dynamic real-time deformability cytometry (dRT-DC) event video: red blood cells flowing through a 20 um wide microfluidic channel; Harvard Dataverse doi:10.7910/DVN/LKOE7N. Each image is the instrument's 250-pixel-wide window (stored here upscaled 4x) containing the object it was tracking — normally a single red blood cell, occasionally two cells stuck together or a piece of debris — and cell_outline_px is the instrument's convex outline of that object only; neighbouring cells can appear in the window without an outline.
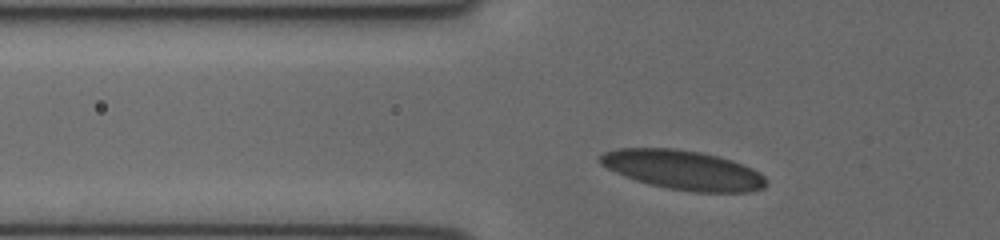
{"species": "human", "species_latin": "Homo sapiens", "temperature_condition": "cold", "stored_images_in_passage": 30, "camera_frame_rate_fps": 3000, "um_per_image_px": 0.085, "donor": {"sex": "female"}, "frame": {"image": 1, "passage_image": 5, "time_ms": 1.333, "image_size_px": [1000, 240], "cell_outline_px": [[768, 184], [764, 188], [752, 192], [696, 192], [668, 188], [636, 180], [624, 176], [600, 164], [600, 156], [604, 152], [616, 148], [676, 148], [700, 152], [716, 156], [752, 168], [760, 172], [764, 176]], "centroid_in_image_um": [58.08, 14.45], "position_along_channel_um": 67.7, "area_um2": 37.8}}
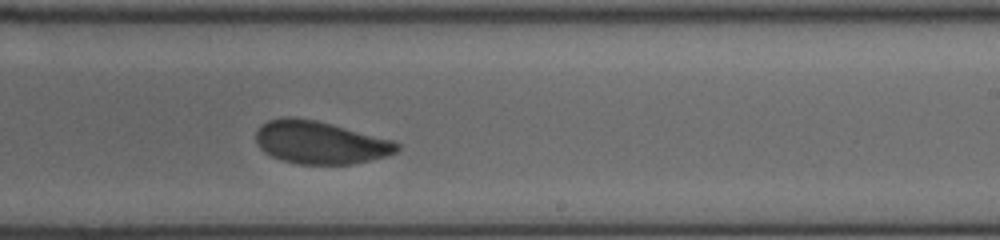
{"frame": {"image": 2, "passage_image": 19, "time_ms": 6.0, "image_size_px": [1000, 240], "cell_outline_px": [[400, 148], [396, 152], [388, 156], [352, 164], [296, 164], [280, 160], [264, 152], [256, 144], [256, 132], [268, 120], [284, 116], [316, 120], [392, 140], [400, 144]], "centroid_in_image_um": [27.2, 12.12], "position_along_channel_um": 261.8, "area_um2": 35.08}}
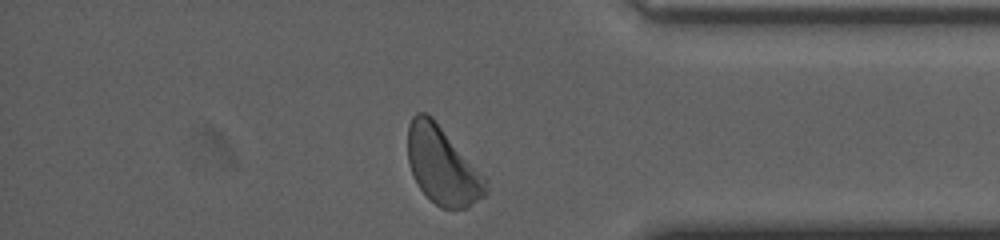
{"frame": {"image": 3, "passage_image": 29, "time_ms": 9.333, "image_size_px": [1000, 240], "cell_outline_px": [[488, 192], [484, 196], [468, 208], [440, 208], [420, 188], [408, 164], [408, 124], [412, 116], [416, 112], [424, 112], [432, 116], [488, 180]], "centroid_in_image_um": [37.62, 14.07], "position_along_channel_um": 397.6, "area_um2": 35.2}}